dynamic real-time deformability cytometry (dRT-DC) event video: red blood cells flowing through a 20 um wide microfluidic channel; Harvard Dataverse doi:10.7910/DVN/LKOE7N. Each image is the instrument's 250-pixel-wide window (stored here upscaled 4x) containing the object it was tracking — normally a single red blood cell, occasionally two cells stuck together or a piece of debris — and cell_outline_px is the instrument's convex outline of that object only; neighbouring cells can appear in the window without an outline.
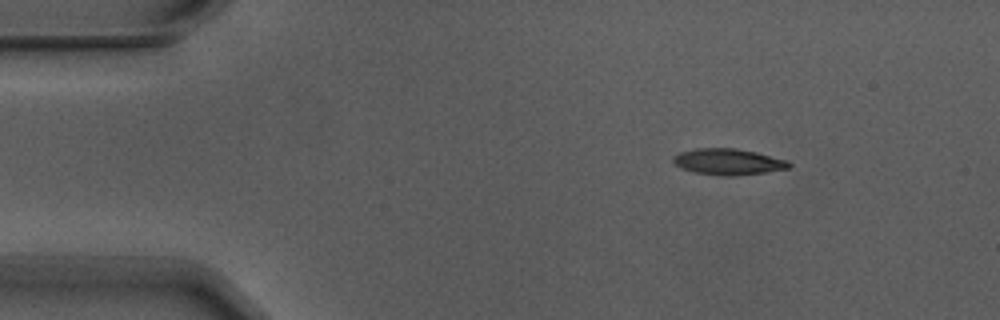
{"species": "Egyptian fruit bat (a non-hibernating species)", "species_latin": "Rousettus aegyptiacus", "temperature_condition": "warm", "stored_images_in_passage": 4, "camera_frame_rate_fps": 3000, "um_per_image_px": 0.085, "animal": {"sex": "male"}, "frame": {"image": 1, "passage_image": 2, "time_ms": 0.333, "image_size_px": [1000, 320], "cell_outline_px": [[792, 164], [788, 168], [768, 172], [732, 176], [724, 176], [696, 172], [680, 168], [672, 160], [672, 156], [680, 152], [696, 148], [736, 148], [756, 152], [788, 160]], "centroid_in_image_um": [61.9, 13.74], "position_along_channel_um": 23.1, "area_um2": 17.69}}